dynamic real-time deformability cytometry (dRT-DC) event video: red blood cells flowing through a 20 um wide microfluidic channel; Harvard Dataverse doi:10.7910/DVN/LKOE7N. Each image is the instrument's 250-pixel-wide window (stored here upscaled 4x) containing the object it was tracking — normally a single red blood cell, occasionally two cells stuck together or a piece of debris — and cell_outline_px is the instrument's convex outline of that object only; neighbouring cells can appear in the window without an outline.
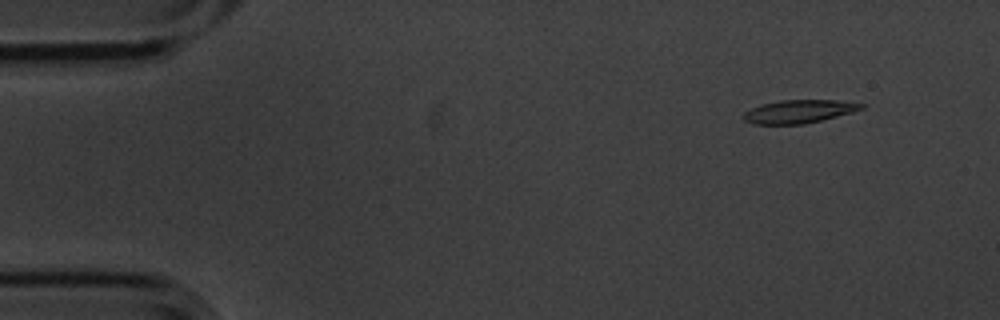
{"species": "common noctule bat (a hibernating species)", "species_latin": "Nyctalus noctula", "temperature_condition": "cold", "stored_images_in_passage": 6, "segment_of_instrument_passage": [1, 2], "camera_frame_rate_fps": 3000, "um_per_image_px": 0.085, "animal": {"sex": "male", "body_mass_g": 20.1, "forearm_length_mm": 53.5}, "frame": {"image": 1, "passage_image": 2, "time_ms": 0.333, "image_size_px": [1000, 320], "cell_outline_px": [[868, 104], [864, 108], [852, 112], [804, 124], [752, 124], [744, 120], [744, 112], [760, 104], [780, 100], [836, 100]], "centroid_in_image_um": [67.91, 9.46], "position_along_channel_um": 17.1, "area_um2": 15.9}}
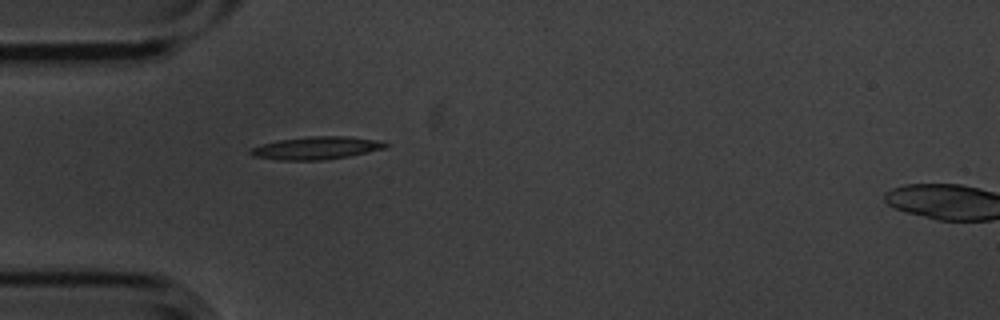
{"frame": {"image": 2, "passage_image": 5, "time_ms": 1.333, "image_size_px": [1000, 320], "cell_outline_px": [[392, 144], [384, 148], [348, 156], [324, 160], [280, 160], [252, 156], [248, 152], [252, 148], [276, 140], [308, 136], [344, 136], [380, 140]], "centroid_in_image_um": [26.9, 12.57], "position_along_channel_um": 58.1, "area_um2": 17.86}}